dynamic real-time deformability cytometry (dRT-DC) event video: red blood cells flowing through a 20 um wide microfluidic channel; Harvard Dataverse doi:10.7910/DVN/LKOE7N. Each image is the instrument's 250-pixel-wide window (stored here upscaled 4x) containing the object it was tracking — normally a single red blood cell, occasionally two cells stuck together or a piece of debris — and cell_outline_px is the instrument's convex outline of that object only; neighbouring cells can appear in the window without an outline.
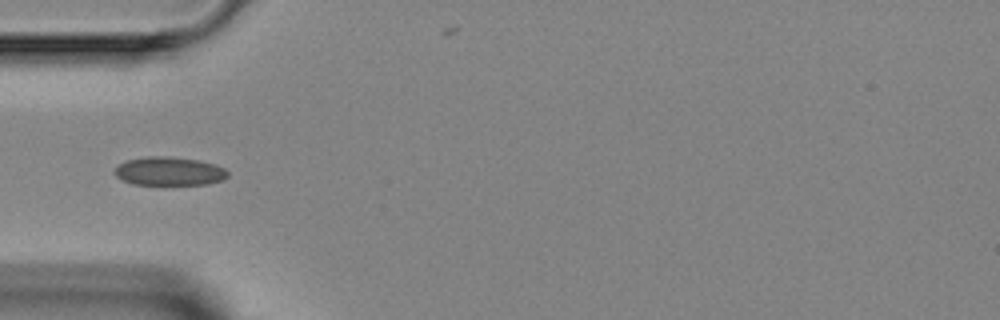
{"species": "Egyptian fruit bat (a non-hibernating species)", "species_latin": "Rousettus aegyptiacus", "temperature_condition": "room temperature", "stored_images_in_passage": 6, "segment_of_instrument_passage": [2, 2], "camera_frame_rate_fps": 3000, "um_per_image_px": 0.085, "animal": {"sex": "female"}, "frame": {"image": 1, "passage_image": 5, "time_ms": 4.333, "image_size_px": [1000, 320], "cell_outline_px": [[228, 176], [224, 180], [208, 184], [132, 184], [116, 176], [112, 172], [120, 164], [128, 160], [148, 156], [168, 156], [196, 160], [216, 164], [224, 168], [228, 172]], "centroid_in_image_um": [14.41, 14.55], "position_along_channel_um": 70.6, "area_um2": 18.73}}